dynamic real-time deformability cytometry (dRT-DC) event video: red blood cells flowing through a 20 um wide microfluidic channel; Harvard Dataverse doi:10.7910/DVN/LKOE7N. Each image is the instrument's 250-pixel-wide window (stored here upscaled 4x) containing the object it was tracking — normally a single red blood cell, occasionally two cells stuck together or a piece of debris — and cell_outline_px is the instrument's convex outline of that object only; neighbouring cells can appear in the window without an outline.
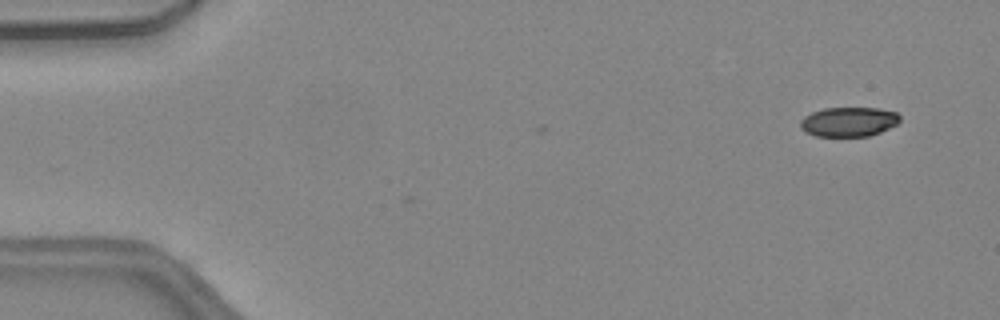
{"species": "common noctule bat (a hibernating species)", "species_latin": "Nyctalus noctula", "temperature_condition": "warm", "stored_images_in_passage": 41, "camera_frame_rate_fps": 3000, "um_per_image_px": 0.085, "animal": {"sex": "female", "body_mass_g": 24.6, "forearm_length_mm": 56.2}, "frame": {"image": 1, "passage_image": 1, "time_ms": 0.0, "image_size_px": [1000, 320], "cell_outline_px": [[900, 120], [896, 124], [880, 132], [868, 136], [816, 136], [804, 132], [800, 128], [800, 120], [804, 116], [812, 112], [824, 108], [876, 108], [896, 112], [900, 116]], "centroid_in_image_um": [72.1, 10.35], "position_along_channel_um": 12.9, "area_um2": 17.11}}
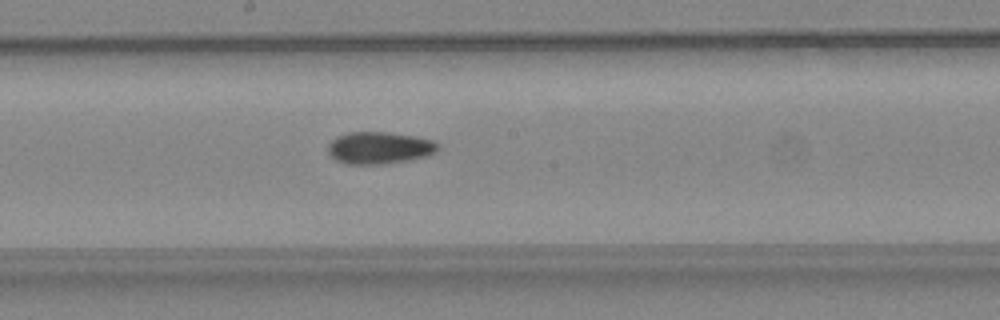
{"frame": {"image": 2, "passage_image": 25, "time_ms": 8.0, "image_size_px": [1000, 320], "cell_outline_px": [[440, 148], [436, 152], [428, 156], [408, 160], [380, 164], [344, 164], [336, 160], [328, 152], [328, 144], [336, 136], [348, 132], [388, 132], [416, 136], [436, 140], [440, 144]], "centroid_in_image_um": [32.29, 12.56], "position_along_channel_um": 215.9, "area_um2": 20.87}}
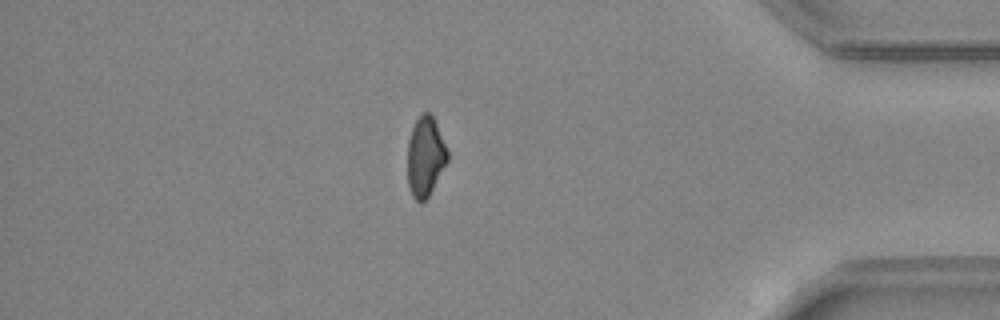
{"frame": {"image": 3, "passage_image": 41, "time_ms": 13.333, "image_size_px": [1000, 320], "cell_outline_px": [[448, 160], [428, 196], [424, 200], [416, 200], [412, 196], [408, 184], [408, 140], [412, 128], [416, 120], [424, 112], [428, 112], [432, 116], [436, 124], [448, 152]], "centroid_in_image_um": [36.14, 13.3], "position_along_channel_um": 399.1, "area_um2": 18.09}, "authors_computed_cell_mechanics": {"area_um2": 19.7676, "velocity_mm_per_s": 4.1238, "shape_relaxation_time_tau1_ms": 7.7494, "shape_relaxation_time_tau2_ms": 7.9546, "deformation_change_tau1": 0.1632, "deformation_change_tau2": 0.1282}}